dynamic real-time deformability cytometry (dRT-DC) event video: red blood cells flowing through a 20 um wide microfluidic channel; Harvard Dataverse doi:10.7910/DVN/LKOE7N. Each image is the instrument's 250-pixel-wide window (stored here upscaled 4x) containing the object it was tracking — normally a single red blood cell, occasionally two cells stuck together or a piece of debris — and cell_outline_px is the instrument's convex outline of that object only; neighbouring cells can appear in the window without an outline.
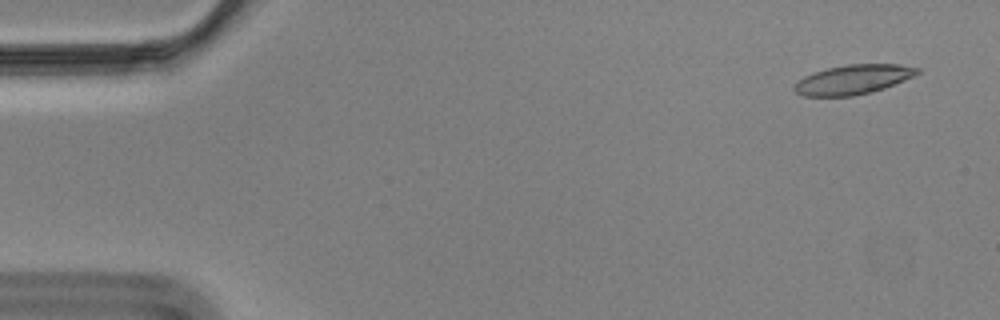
{"species": "Egyptian fruit bat (a non-hibernating species)", "species_latin": "Rousettus aegyptiacus", "temperature_condition": "cold", "stored_images_in_passage": 57, "camera_frame_rate_fps": 3000, "um_per_image_px": 0.085, "animal": {"sex": "male"}, "frame": {"image": 1, "passage_image": 3, "time_ms": 0.667, "image_size_px": [1000, 320], "cell_outline_px": [[920, 72], [912, 76], [884, 88], [872, 92], [852, 96], [804, 96], [796, 92], [792, 88], [792, 84], [796, 80], [812, 72], [828, 68], [848, 64], [900, 64], [920, 68]], "centroid_in_image_um": [72.45, 6.76], "position_along_channel_um": 12.5, "area_um2": 21.21}}
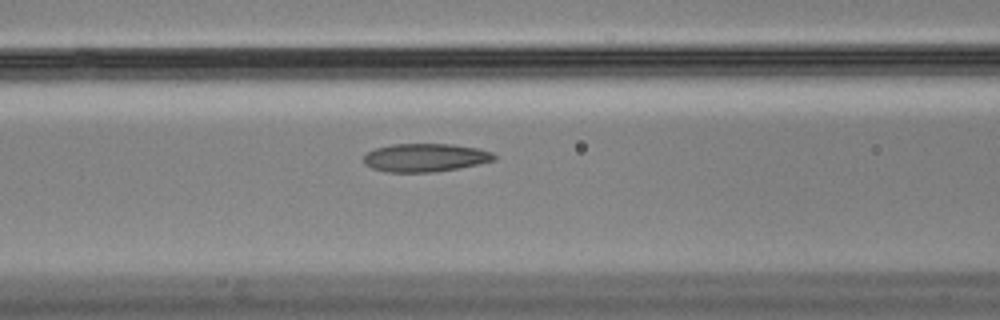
{"frame": {"image": 2, "passage_image": 23, "time_ms": 7.333, "image_size_px": [1000, 320], "cell_outline_px": [[496, 160], [460, 168], [432, 172], [388, 172], [372, 168], [364, 164], [364, 156], [368, 152], [376, 148], [392, 144], [452, 144], [476, 148], [492, 152], [496, 156]], "centroid_in_image_um": [36.15, 13.4], "position_along_channel_um": 130.4, "area_um2": 21.44}}
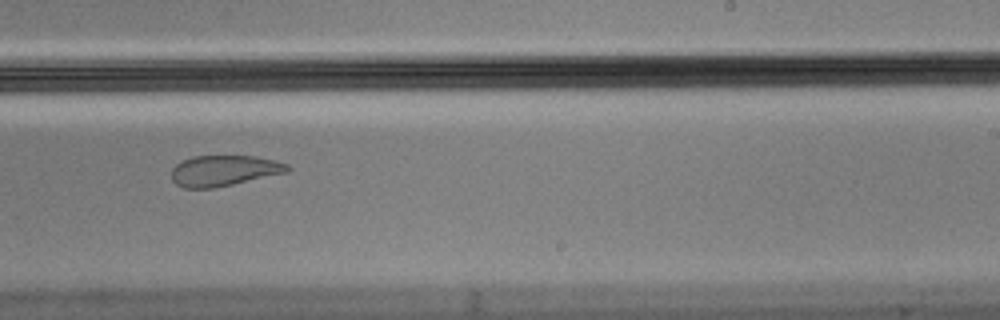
{"frame": {"image": 3, "passage_image": 35, "time_ms": 11.333, "image_size_px": [1000, 320], "cell_outline_px": [[292, 168], [288, 172], [232, 184], [212, 188], [184, 188], [176, 184], [172, 180], [172, 168], [176, 164], [192, 156], [256, 156], [276, 160], [288, 164]], "centroid_in_image_um": [19.06, 14.5], "position_along_channel_um": 269.9, "area_um2": 20.75}, "authors_computed_cell_mechanics": {"area_um2": 22.0218, "velocity_mm_per_s": 3.4929, "shape_relaxation_time_tau1_ms": null, "shape_relaxation_time_tau2_ms": 1.7185, "deformation_change_tau1": null, "deformation_change_tau2": 0.076}}